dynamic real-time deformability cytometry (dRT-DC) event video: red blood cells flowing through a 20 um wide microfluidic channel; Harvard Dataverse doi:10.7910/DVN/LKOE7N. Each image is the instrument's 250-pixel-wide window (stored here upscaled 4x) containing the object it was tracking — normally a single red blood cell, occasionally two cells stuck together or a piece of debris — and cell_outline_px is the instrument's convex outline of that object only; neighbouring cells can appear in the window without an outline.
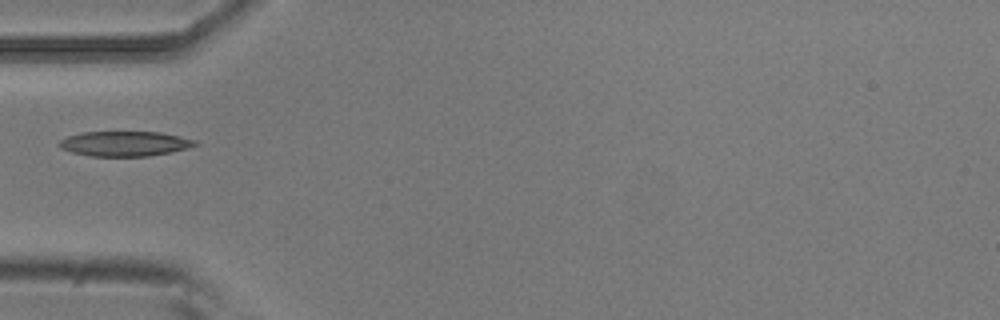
{"species": "common noctule bat (a hibernating species)", "species_latin": "Nyctalus noctula", "temperature_condition": "room temperature", "stored_images_in_passage": 2, "camera_frame_rate_fps": 3000, "um_per_image_px": 0.085, "animal": {"sex": "male", "body_mass_g": 20.5, "forearm_length_mm": 52.5}, "frame": {"image": 1, "passage_image": 1, "time_ms": 0.0, "image_size_px": [1000, 320], "cell_outline_px": [[200, 144], [188, 148], [172, 152], [148, 156], [88, 156], [72, 152], [60, 148], [56, 144], [60, 140], [68, 136], [84, 132], [160, 132], [196, 140]], "centroid_in_image_um": [10.6, 12.22], "position_along_channel_um": 74.4, "area_um2": 19.83}}
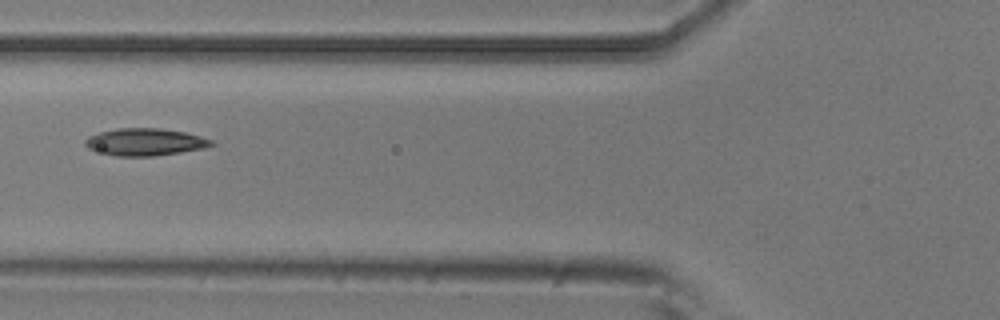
{"frame": {"image": 2, "passage_image": 2, "time_ms": 0.333, "image_size_px": [1000, 320], "cell_outline_px": [[216, 144], [200, 148], [180, 152], [152, 156], [116, 156], [88, 148], [84, 144], [84, 140], [88, 136], [100, 132], [120, 128], [160, 128], [184, 132], [200, 136], [212, 140]], "centroid_in_image_um": [12.3, 12.06], "position_along_channel_um": 113.5, "area_um2": 19.77}}